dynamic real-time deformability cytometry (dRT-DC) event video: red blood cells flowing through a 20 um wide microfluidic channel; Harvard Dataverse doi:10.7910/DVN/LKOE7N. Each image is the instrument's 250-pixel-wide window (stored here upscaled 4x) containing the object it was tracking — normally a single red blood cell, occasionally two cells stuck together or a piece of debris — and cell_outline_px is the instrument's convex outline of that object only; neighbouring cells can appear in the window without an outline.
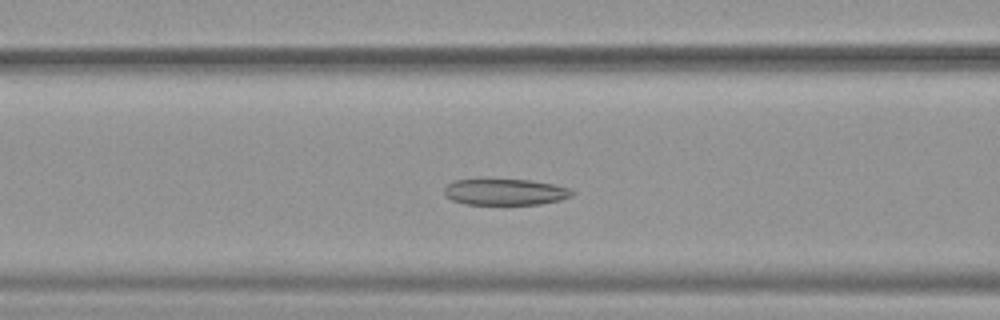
{"species": "common noctule bat (a hibernating species)", "species_latin": "Nyctalus noctula", "temperature_condition": "warm", "stored_images_in_passage": 46, "camera_frame_rate_fps": 3000, "um_per_image_px": 0.085, "animal": {"sex": "female", "body_mass_g": 19.9}, "frame": {"image": 1, "passage_image": 16, "time_ms": 5.0, "image_size_px": [1000, 320], "cell_outline_px": [[576, 192], [572, 196], [560, 200], [540, 204], [464, 204], [452, 200], [444, 196], [444, 188], [452, 180], [528, 180], [552, 184], [568, 188]], "centroid_in_image_um": [42.92, 16.33], "position_along_channel_um": 123.7, "area_um2": 19.42}}
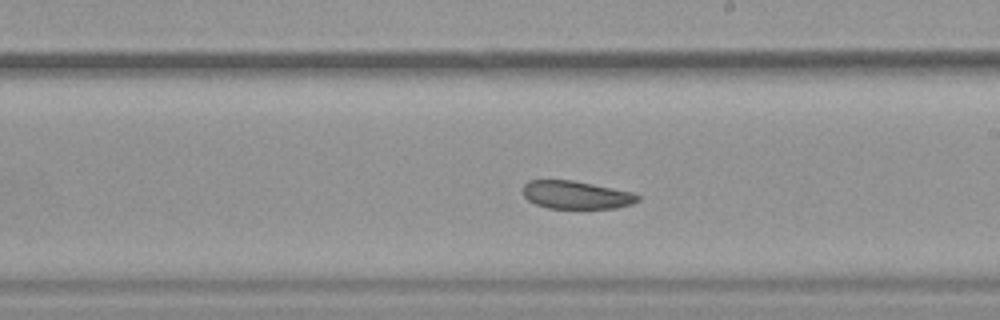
{"frame": {"image": 2, "passage_image": 25, "time_ms": 8.0, "image_size_px": [1000, 320], "cell_outline_px": [[640, 200], [632, 204], [616, 208], [548, 208], [536, 204], [528, 200], [524, 196], [524, 184], [528, 180], [572, 180], [632, 192], [640, 196]], "centroid_in_image_um": [48.98, 16.57], "position_along_channel_um": 240.0, "area_um2": 18.61}}
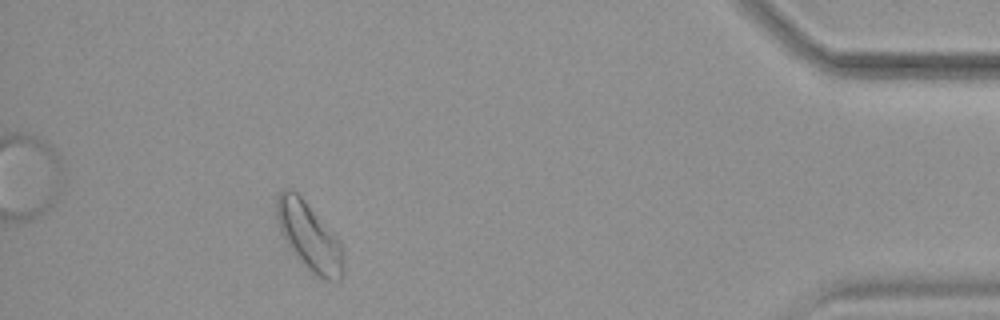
{"frame": {"image": 3, "passage_image": 42, "time_ms": 13.667, "image_size_px": [1000, 320], "cell_outline_px": [[344, 272], [340, 280], [324, 280], [316, 276], [300, 260], [284, 240], [276, 216], [276, 196], [284, 188], [292, 188], [304, 200], [344, 248]], "centroid_in_image_um": [26.28, 20.11], "position_along_channel_um": 408.9, "area_um2": 25.95}, "authors_computed_cell_mechanics": {"area_um2": 21.7906, "velocity_mm_per_s": 3.8935, "shape_relaxation_time_tau1_ms": null, "shape_relaxation_time_tau2_ms": 3.6707, "deformation_change_tau1": null, "deformation_change_tau2": 0.0763}}